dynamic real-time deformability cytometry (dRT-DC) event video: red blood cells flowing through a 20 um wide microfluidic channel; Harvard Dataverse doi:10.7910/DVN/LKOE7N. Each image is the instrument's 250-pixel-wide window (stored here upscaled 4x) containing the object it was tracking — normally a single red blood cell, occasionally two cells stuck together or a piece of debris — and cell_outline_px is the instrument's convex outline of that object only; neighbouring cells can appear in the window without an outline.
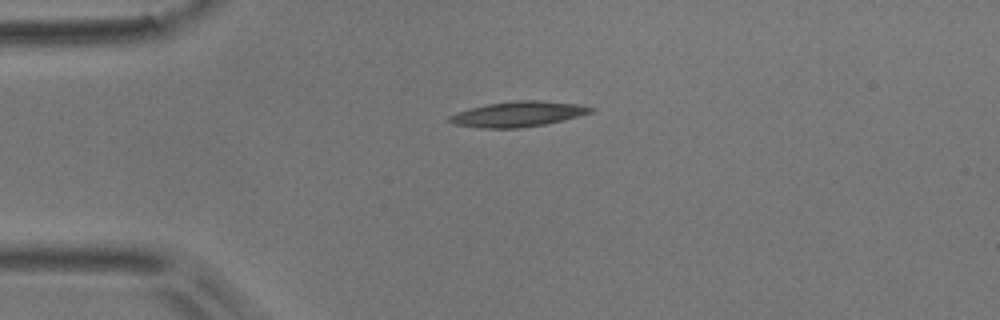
{"species": "common noctule bat (a hibernating species)", "species_latin": "Nyctalus noctula", "temperature_condition": "room temperature", "stored_images_in_passage": 2, "camera_frame_rate_fps": 3000, "um_per_image_px": 0.085, "animal": {"sex": "male", "body_mass_g": 17.9}, "frame": {"image": 1, "passage_image": 1, "time_ms": 0.0, "image_size_px": [1000, 320], "cell_outline_px": [[596, 108], [592, 112], [564, 120], [544, 124], [520, 128], [480, 128], [452, 124], [448, 120], [448, 116], [456, 112], [488, 104], [516, 100], [540, 100], [580, 104]], "centroid_in_image_um": [44.04, 9.69], "position_along_channel_um": 41.0, "area_um2": 20.87}}